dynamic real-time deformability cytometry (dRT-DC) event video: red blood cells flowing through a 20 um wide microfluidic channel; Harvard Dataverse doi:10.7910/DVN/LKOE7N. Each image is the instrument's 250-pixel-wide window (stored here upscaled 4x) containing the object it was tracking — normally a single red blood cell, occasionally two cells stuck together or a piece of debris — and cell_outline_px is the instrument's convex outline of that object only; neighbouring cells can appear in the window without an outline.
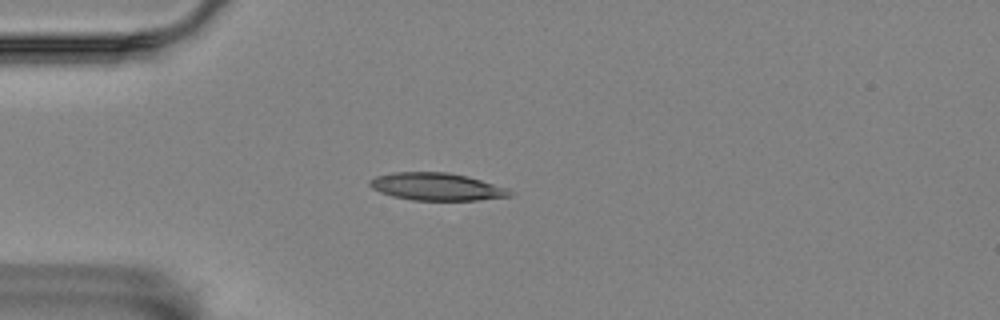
{"species": "Egyptian fruit bat (a non-hibernating species)", "species_latin": "Rousettus aegyptiacus", "temperature_condition": "room temperature", "stored_images_in_passage": 11, "camera_frame_rate_fps": 3000, "um_per_image_px": 0.085, "animal": {"sex": "female"}, "frame": {"image": 1, "passage_image": 1, "time_ms": 0.0, "image_size_px": [1000, 320], "cell_outline_px": [[512, 196], [476, 200], [412, 200], [392, 196], [380, 192], [372, 188], [368, 184], [368, 180], [376, 176], [392, 172], [448, 172], [468, 176], [508, 188], [512, 192]], "centroid_in_image_um": [37.09, 15.86], "position_along_channel_um": 47.9, "area_um2": 22.54}}
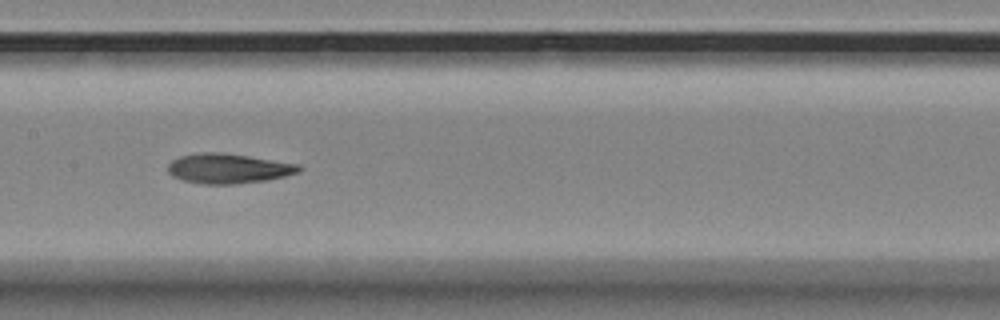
{"frame": {"image": 2, "passage_image": 5, "time_ms": 1.333, "image_size_px": [1000, 320], "cell_outline_px": [[304, 168], [300, 172], [268, 180], [236, 184], [200, 184], [180, 180], [172, 176], [168, 172], [168, 164], [172, 160], [180, 156], [200, 152], [220, 152], [248, 156], [300, 164]], "centroid_in_image_um": [19.41, 14.33], "position_along_channel_um": 188.0, "area_um2": 23.06}}
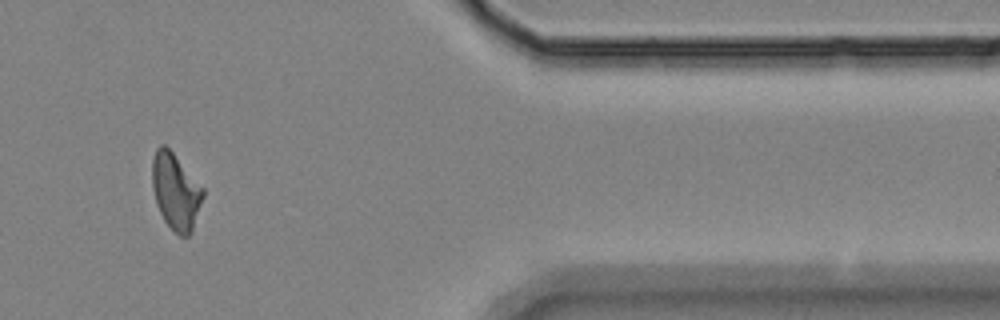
{"frame": {"image": 3, "passage_image": 10, "time_ms": 3.0, "image_size_px": [1000, 320], "cell_outline_px": [[204, 196], [192, 232], [188, 236], [180, 236], [164, 220], [156, 204], [152, 188], [152, 160], [156, 148], [160, 144], [164, 144], [172, 152], [204, 188]], "centroid_in_image_um": [14.93, 16.27], "position_along_channel_um": 396.5, "area_um2": 22.54}}